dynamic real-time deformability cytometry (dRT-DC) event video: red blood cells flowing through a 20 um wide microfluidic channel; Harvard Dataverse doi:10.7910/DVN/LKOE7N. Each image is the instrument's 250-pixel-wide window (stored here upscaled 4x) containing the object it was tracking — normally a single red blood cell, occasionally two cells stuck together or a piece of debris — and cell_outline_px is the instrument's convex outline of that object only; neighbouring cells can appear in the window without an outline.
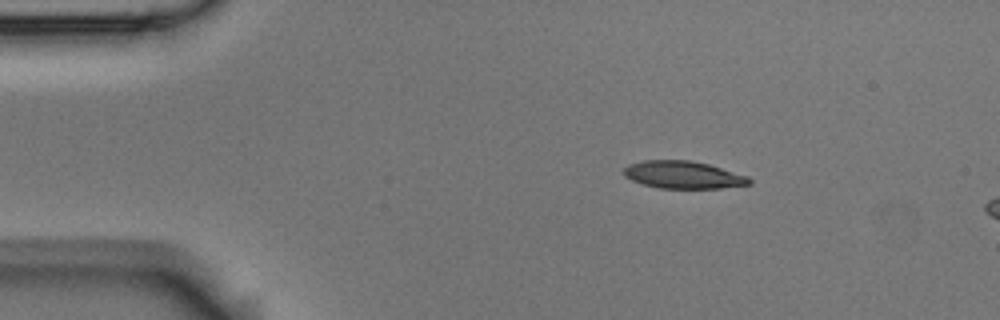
{"species": "Egyptian fruit bat (a non-hibernating species)", "species_latin": "Rousettus aegyptiacus", "temperature_condition": "room temperature", "stored_images_in_passage": 4, "camera_frame_rate_fps": 3000, "um_per_image_px": 0.085, "animal": {"sex": "male"}, "frame": {"image": 1, "passage_image": 2, "time_ms": 0.333, "image_size_px": [1000, 320], "cell_outline_px": [[752, 184], [720, 188], [660, 188], [644, 184], [632, 180], [624, 176], [624, 168], [628, 164], [644, 160], [688, 160], [708, 164], [748, 176], [752, 180]], "centroid_in_image_um": [58.08, 14.86], "position_along_channel_um": 26.9, "area_um2": 20.0}}